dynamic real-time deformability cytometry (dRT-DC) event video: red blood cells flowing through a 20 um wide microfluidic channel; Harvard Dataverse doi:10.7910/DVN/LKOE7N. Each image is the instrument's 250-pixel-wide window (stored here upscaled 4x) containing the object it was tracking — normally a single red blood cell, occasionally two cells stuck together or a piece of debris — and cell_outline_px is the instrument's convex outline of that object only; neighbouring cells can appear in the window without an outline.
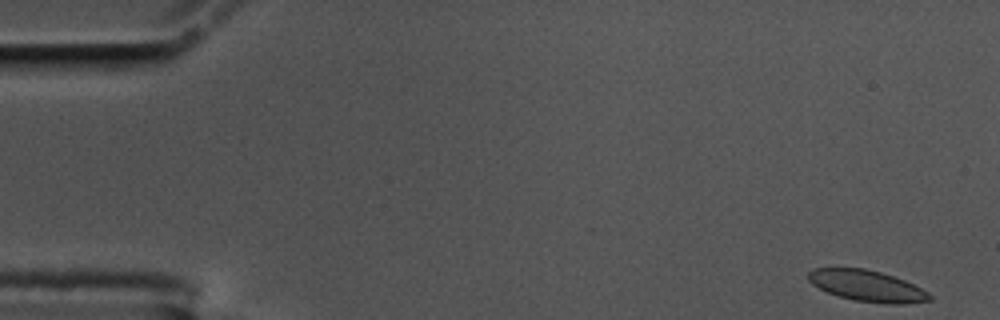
{"species": "common noctule bat (a hibernating species)", "species_latin": "Nyctalus noctula", "temperature_condition": "cold", "stored_images_in_passage": 56, "camera_frame_rate_fps": 3000, "um_per_image_px": 0.085, "animal": {"sex": "male", "body_mass_g": 17.5, "forearm_length_mm": 52.3}, "frame": {"image": 1, "passage_image": 1, "time_ms": 0.0, "image_size_px": [1000, 320], "cell_outline_px": [[932, 300], [904, 304], [888, 304], [856, 300], [836, 296], [812, 284], [808, 280], [808, 272], [812, 268], [864, 268], [880, 272], [904, 280], [928, 292], [932, 296]], "centroid_in_image_um": [73.69, 24.3], "position_along_channel_um": 11.3, "area_um2": 21.91}}
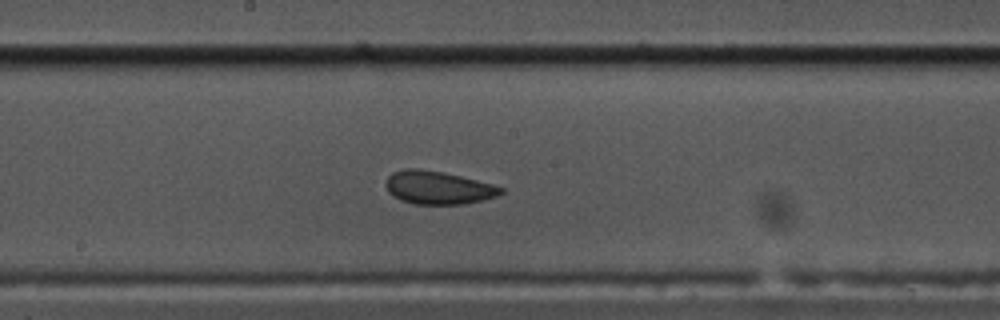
{"frame": {"image": 2, "passage_image": 29, "time_ms": 9.333, "image_size_px": [1000, 320], "cell_outline_px": [[504, 192], [496, 196], [464, 204], [416, 204], [400, 200], [392, 196], [388, 192], [388, 176], [392, 172], [404, 168], [420, 168], [444, 172], [492, 184], [504, 188]], "centroid_in_image_um": [37.23, 15.94], "position_along_channel_um": 211.0, "area_um2": 22.08}}
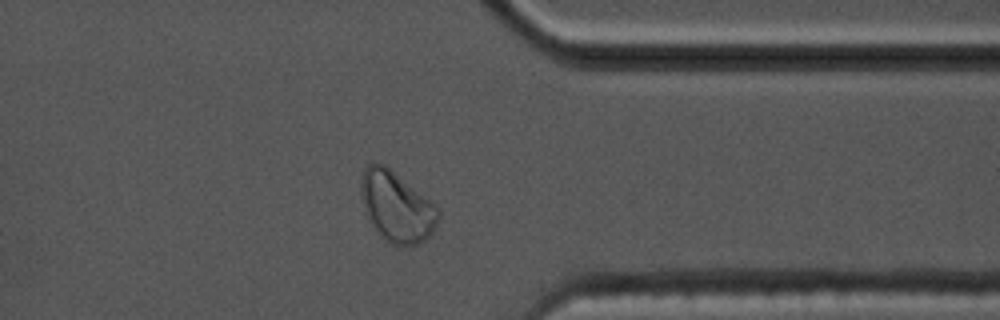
{"frame": {"image": 3, "passage_image": 44, "time_ms": 14.333, "image_size_px": [1000, 320], "cell_outline_px": [[440, 216], [432, 232], [420, 244], [392, 244], [380, 236], [376, 232], [368, 220], [360, 192], [360, 176], [364, 168], [368, 164], [384, 164], [432, 200], [440, 212]], "centroid_in_image_um": [33.7, 17.55], "position_along_channel_um": 377.7, "area_um2": 31.73}, "authors_computed_cell_mechanics": {"area_um2": 22.542, "velocity_mm_per_s": 3.4589, "shape_relaxation_time_tau1_ms": 5.5844, "shape_relaxation_time_tau2_ms": 1.1448, "deformation_change_tau1": 0.1144, "deformation_change_tau2": 0.0655}}